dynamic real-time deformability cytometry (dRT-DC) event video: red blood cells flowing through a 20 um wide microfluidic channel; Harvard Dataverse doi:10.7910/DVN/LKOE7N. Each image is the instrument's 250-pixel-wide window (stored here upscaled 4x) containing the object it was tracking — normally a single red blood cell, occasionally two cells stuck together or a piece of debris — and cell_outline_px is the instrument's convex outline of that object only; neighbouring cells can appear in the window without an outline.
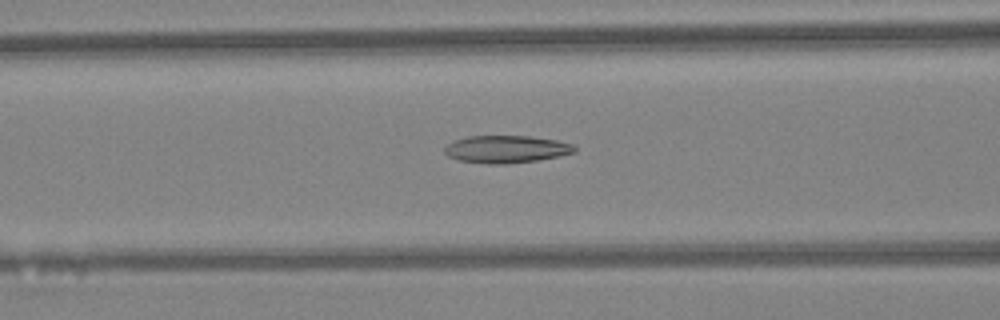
{"species": "Egyptian fruit bat (a non-hibernating species)", "species_latin": "Rousettus aegyptiacus", "temperature_condition": "warm", "stored_images_in_passage": 48, "camera_frame_rate_fps": 3000, "um_per_image_px": 0.085, "animal": {"sex": "female"}, "frame": {"image": 1, "passage_image": 20, "time_ms": 6.333, "image_size_px": [1000, 320], "cell_outline_px": [[576, 152], [536, 160], [504, 164], [488, 164], [456, 160], [448, 156], [444, 152], [444, 148], [452, 140], [468, 136], [528, 136], [556, 140], [572, 144], [576, 148]], "centroid_in_image_um": [42.97, 12.68], "position_along_channel_um": 123.6, "area_um2": 20.75}}
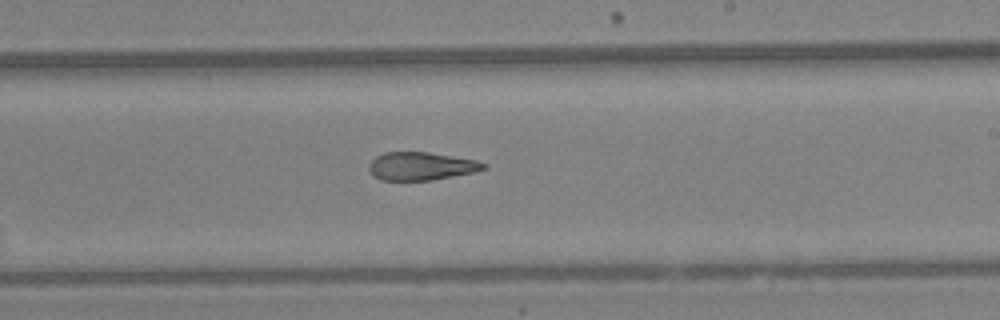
{"frame": {"image": 2, "passage_image": 29, "time_ms": 9.333, "image_size_px": [1000, 320], "cell_outline_px": [[488, 168], [472, 172], [432, 180], [380, 180], [372, 176], [368, 168], [368, 164], [376, 156], [384, 152], [428, 152], [476, 160], [488, 164]], "centroid_in_image_um": [35.76, 14.12], "position_along_channel_um": 253.2, "area_um2": 18.79}}
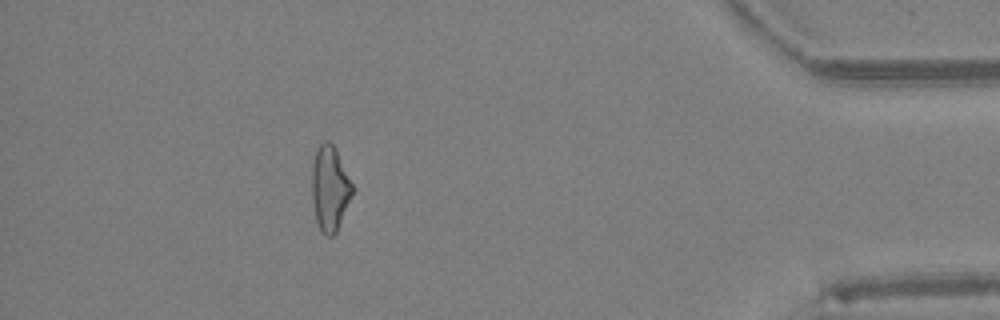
{"frame": {"image": 3, "passage_image": 43, "time_ms": 14.0, "image_size_px": [1000, 320], "cell_outline_px": [[352, 192], [336, 232], [332, 236], [328, 236], [320, 232], [316, 220], [312, 196], [312, 164], [316, 148], [324, 140], [328, 140], [332, 144], [352, 184]], "centroid_in_image_um": [27.99, 16.01], "position_along_channel_um": 407.2, "area_um2": 19.48}, "authors_computed_cell_mechanics": {"area_um2": 20.7502, "velocity_mm_per_s": 4.3574, "shape_relaxation_time_tau1_ms": null, "shape_relaxation_time_tau2_ms": 4.2475, "deformation_change_tau1": null, "deformation_change_tau2": 0.1378}}